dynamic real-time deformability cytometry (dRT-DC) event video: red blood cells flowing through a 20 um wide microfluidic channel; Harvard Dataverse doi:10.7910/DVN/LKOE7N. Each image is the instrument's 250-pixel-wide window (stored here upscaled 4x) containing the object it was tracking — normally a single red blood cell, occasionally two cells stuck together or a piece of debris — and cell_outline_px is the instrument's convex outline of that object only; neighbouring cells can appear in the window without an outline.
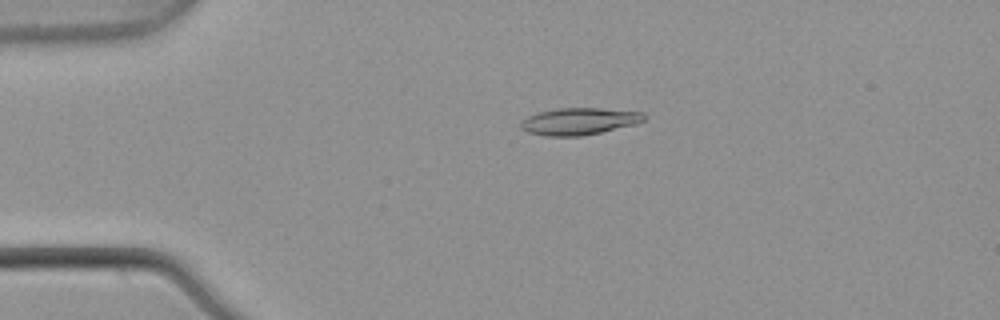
{"species": "common noctule bat (a hibernating species)", "species_latin": "Nyctalus noctula", "temperature_condition": "warm", "stored_images_in_passage": 3, "camera_frame_rate_fps": 3000, "um_per_image_px": 0.085, "animal": {"sex": "male", "body_mass_g": 21.5, "forearm_length_mm": 52.0}, "frame": {"image": 1, "passage_image": 2, "time_ms": 0.333, "image_size_px": [1000, 320], "cell_outline_px": [[648, 116], [644, 120], [636, 124], [600, 132], [580, 136], [544, 136], [528, 132], [520, 128], [520, 124], [528, 116], [536, 112], [556, 108], [600, 108], [644, 112]], "centroid_in_image_um": [49.24, 10.3], "position_along_channel_um": 35.8, "area_um2": 19.48}}
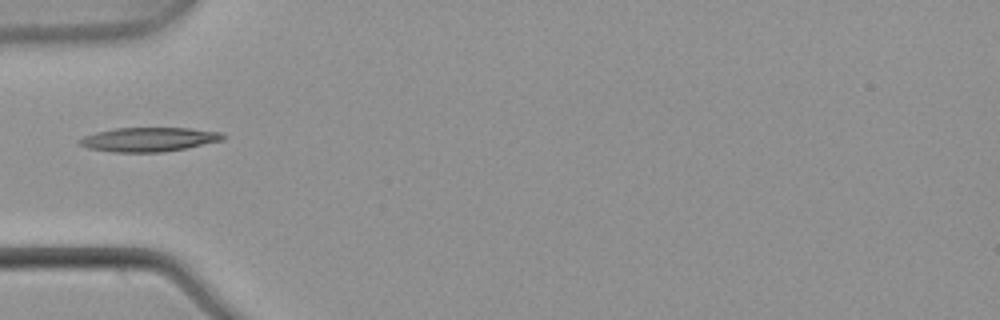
{"frame": {"image": 2, "passage_image": 3, "time_ms": 0.667, "image_size_px": [1000, 320], "cell_outline_px": [[228, 136], [224, 140], [164, 152], [112, 152], [88, 148], [80, 144], [76, 140], [84, 136], [96, 132], [116, 128], [188, 128], [220, 132]], "centroid_in_image_um": [12.65, 11.85], "position_along_channel_um": 72.3, "area_um2": 20.17}}